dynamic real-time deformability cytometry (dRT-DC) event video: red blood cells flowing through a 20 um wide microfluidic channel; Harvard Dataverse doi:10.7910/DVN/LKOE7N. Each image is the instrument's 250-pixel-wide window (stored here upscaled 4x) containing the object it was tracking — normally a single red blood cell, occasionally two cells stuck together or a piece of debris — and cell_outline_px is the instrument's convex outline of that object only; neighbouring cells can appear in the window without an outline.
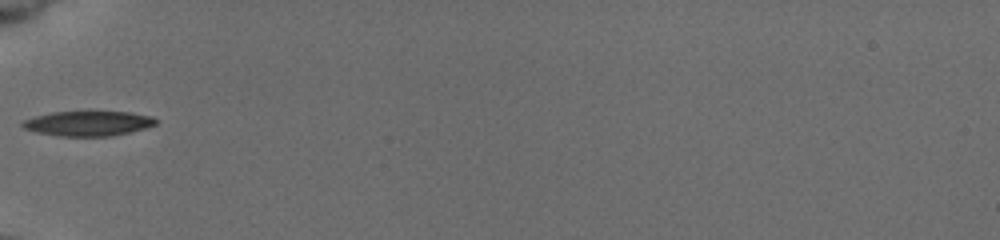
{"species": "common noctule bat (a hibernating species)", "species_latin": "Nyctalus noctula", "temperature_condition": "cold", "stored_images_in_passage": 34, "camera_frame_rate_fps": 3000, "um_per_image_px": 0.085, "animal": {"sex": "female", "body_mass_g": 19.5, "forearm_length_mm": 54.1}, "frame": {"image": 1, "passage_image": 1, "time_ms": 0.0, "image_size_px": [1000, 240], "cell_outline_px": [[156, 124], [144, 128], [128, 132], [108, 136], [64, 136], [36, 132], [24, 128], [20, 124], [24, 120], [36, 116], [52, 112], [92, 108], [132, 112], [152, 116], [156, 120]], "centroid_in_image_um": [7.51, 10.42], "position_along_channel_um": 77.5, "area_um2": 20.17}}
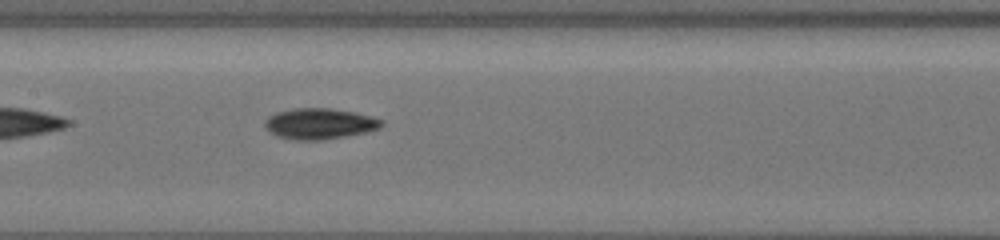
{"frame": {"image": 2, "passage_image": 9, "time_ms": 2.667, "image_size_px": [1000, 240], "cell_outline_px": [[384, 124], [380, 128], [364, 132], [344, 136], [320, 140], [296, 140], [280, 136], [272, 132], [264, 124], [264, 120], [268, 116], [276, 112], [292, 108], [328, 108], [356, 112], [384, 120]], "centroid_in_image_um": [27.18, 10.49], "position_along_channel_um": 180.2, "area_um2": 20.81}}
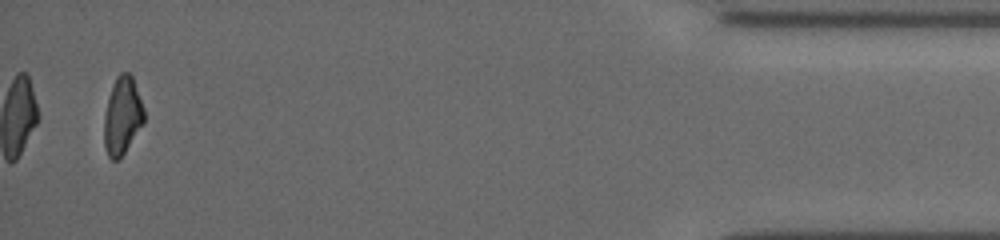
{"frame": {"image": 3, "passage_image": 33, "time_ms": 10.667, "image_size_px": [1000, 240], "cell_outline_px": [[144, 124], [124, 152], [116, 160], [112, 160], [108, 156], [104, 144], [104, 116], [108, 100], [116, 76], [120, 72], [128, 72], [132, 76], [144, 108]], "centroid_in_image_um": [10.41, 9.84], "position_along_channel_um": 424.8, "area_um2": 17.86}, "authors_computed_cell_mechanics": {"area_um2": 18.8717, "velocity_mm_per_s": 3.8682, "shape_relaxation_time_tau1_ms": 2.0134, "shape_relaxation_time_tau2_ms": 4.3925, "deformation_change_tau1": 0.1251, "deformation_change_tau2": 0.1118}}